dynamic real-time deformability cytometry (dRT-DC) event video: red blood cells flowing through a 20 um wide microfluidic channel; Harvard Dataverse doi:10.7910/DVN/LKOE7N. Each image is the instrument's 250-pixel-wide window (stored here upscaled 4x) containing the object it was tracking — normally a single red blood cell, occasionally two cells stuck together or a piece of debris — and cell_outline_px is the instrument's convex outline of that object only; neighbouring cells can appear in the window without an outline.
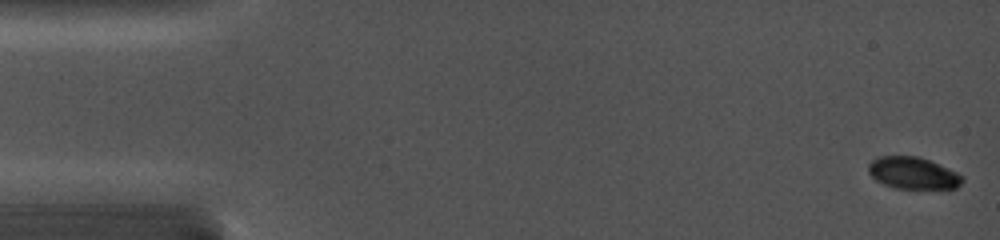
{"species": "common noctule bat (a hibernating species)", "species_latin": "Nyctalus noctula", "temperature_condition": "cold", "stored_images_in_passage": 15, "camera_frame_rate_fps": 5000, "um_per_image_px": 0.085, "animal": {"sex": "female", "body_mass_g": 19.0, "forearm_length_mm": 56.7}, "frame": {"image": 1, "passage_image": 1, "time_ms": 0.0, "image_size_px": [1000, 240], "cell_outline_px": [[964, 180], [956, 188], [896, 188], [884, 184], [876, 180], [868, 172], [868, 164], [872, 160], [880, 156], [920, 156], [948, 168], [964, 176]], "centroid_in_image_um": [77.61, 14.7], "position_along_channel_um": 7.4, "area_um2": 17.4}}
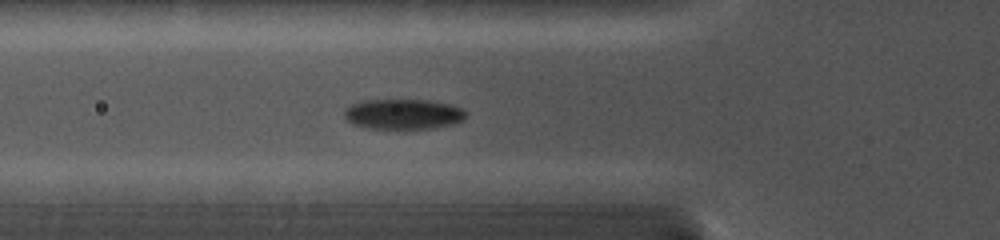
{"frame": {"image": 2, "passage_image": 13, "time_ms": 5.6, "image_size_px": [1000, 240], "cell_outline_px": [[468, 112], [464, 120], [452, 124], [436, 128], [364, 128], [352, 124], [344, 116], [344, 108], [360, 100], [428, 100], [452, 104], [464, 108]], "centroid_in_image_um": [34.3, 9.69], "position_along_channel_um": 91.5, "area_um2": 21.73}}
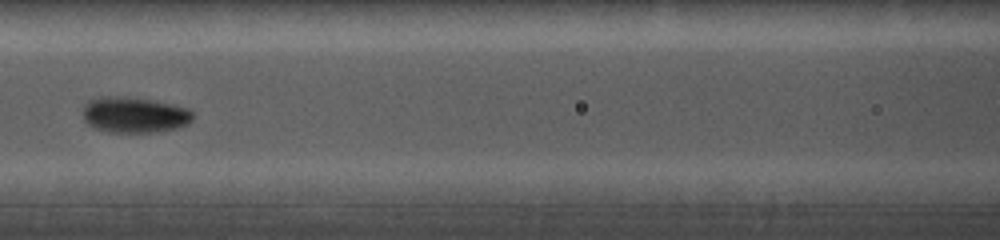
{"frame": {"image": 3, "passage_image": 15, "time_ms": 7.2, "image_size_px": [1000, 240], "cell_outline_px": [[192, 120], [188, 124], [176, 128], [152, 132], [108, 132], [96, 128], [88, 124], [84, 120], [84, 104], [88, 100], [100, 96], [124, 96], [152, 100], [172, 104], [188, 108], [192, 112]], "centroid_in_image_um": [11.4, 9.75], "position_along_channel_um": 155.2, "area_um2": 22.95}}